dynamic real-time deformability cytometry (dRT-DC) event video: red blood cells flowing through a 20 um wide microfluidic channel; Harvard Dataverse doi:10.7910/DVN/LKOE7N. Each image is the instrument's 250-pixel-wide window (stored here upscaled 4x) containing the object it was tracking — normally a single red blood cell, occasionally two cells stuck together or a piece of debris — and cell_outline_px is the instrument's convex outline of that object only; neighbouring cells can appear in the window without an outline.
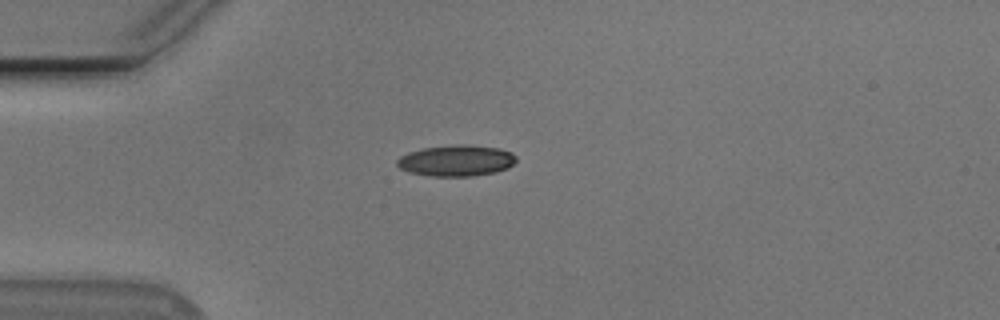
{"species": "Egyptian fruit bat (a non-hibernating species)", "species_latin": "Rousettus aegyptiacus", "temperature_condition": "cold", "stored_images_in_passage": 41, "camera_frame_rate_fps": 3000, "um_per_image_px": 0.085, "animal": {"sex": "male"}, "frame": {"image": 1, "passage_image": 1, "time_ms": 0.0, "image_size_px": [1000, 320], "cell_outline_px": [[516, 160], [508, 168], [496, 172], [472, 176], [428, 176], [408, 172], [400, 168], [396, 164], [396, 160], [400, 156], [408, 152], [424, 148], [456, 144], [468, 144], [496, 148], [512, 152], [516, 156]], "centroid_in_image_um": [38.76, 13.65], "position_along_channel_um": 46.2, "area_um2": 21.73}}
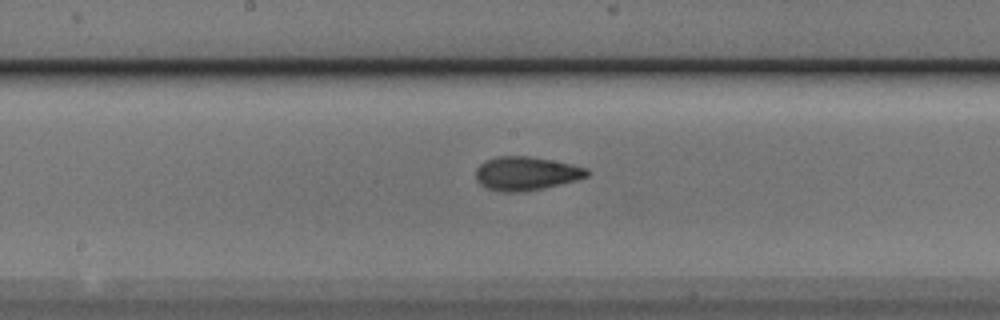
{"frame": {"image": 2, "passage_image": 15, "time_ms": 4.667, "image_size_px": [1000, 320], "cell_outline_px": [[588, 176], [576, 180], [544, 188], [524, 192], [500, 192], [488, 188], [480, 184], [476, 180], [476, 168], [480, 164], [496, 156], [528, 156], [552, 160], [572, 164], [588, 168]], "centroid_in_image_um": [44.71, 14.75], "position_along_channel_um": 203.5, "area_um2": 21.85}}
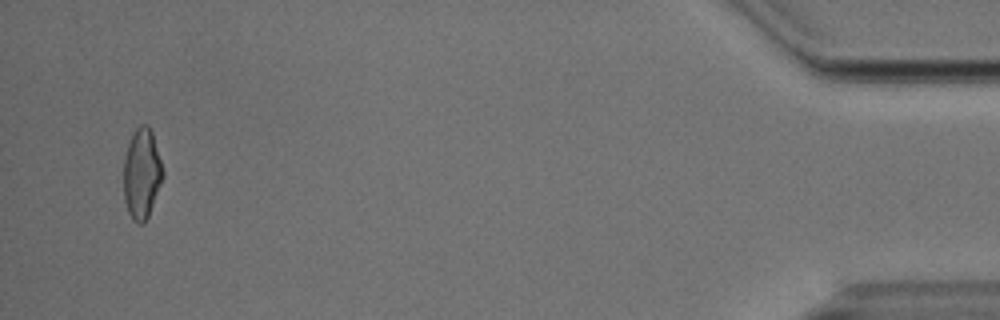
{"frame": {"image": 3, "passage_image": 39, "time_ms": 12.667, "image_size_px": [1000, 320], "cell_outline_px": [[164, 176], [148, 216], [144, 224], [140, 224], [132, 220], [128, 212], [124, 200], [124, 160], [128, 144], [136, 128], [140, 124], [148, 124], [152, 132], [164, 172]], "centroid_in_image_um": [12.05, 14.78], "position_along_channel_um": 423.1, "area_um2": 20.58}, "authors_computed_cell_mechanics": {"area_um2": 20.8658, "velocity_mm_per_s": 3.7774, "shape_relaxation_time_tau1_ms": 4.7142, "shape_relaxation_time_tau2_ms": 2.323, "deformation_change_tau1": 0.1648, "deformation_change_tau2": 0.0873}}